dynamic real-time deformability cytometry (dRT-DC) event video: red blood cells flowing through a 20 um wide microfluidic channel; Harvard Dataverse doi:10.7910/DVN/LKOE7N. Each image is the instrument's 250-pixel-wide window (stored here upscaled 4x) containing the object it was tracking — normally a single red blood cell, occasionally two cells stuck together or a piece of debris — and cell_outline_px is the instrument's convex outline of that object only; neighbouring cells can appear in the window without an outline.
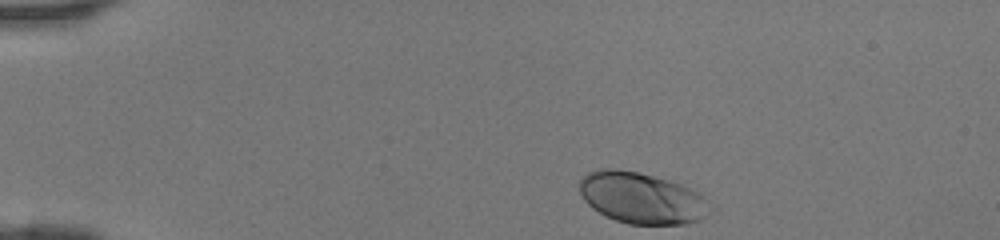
{"species": "human", "species_latin": "Homo sapiens", "temperature_condition": "room temperature", "stored_images_in_passage": 33, "camera_frame_rate_fps": 3000, "um_per_image_px": 0.085, "donor": {"sex": "female"}, "frame": {"image": 1, "passage_image": 1, "time_ms": 0.0, "image_size_px": [1000, 240], "cell_outline_px": [[716, 208], [708, 216], [700, 220], [684, 224], [628, 224], [616, 220], [592, 208], [584, 200], [580, 192], [580, 180], [588, 172], [600, 168], [616, 168], [640, 172], [668, 180], [680, 184], [700, 192]], "centroid_in_image_um": [54.62, 16.83], "position_along_channel_um": 30.4, "area_um2": 39.48}}
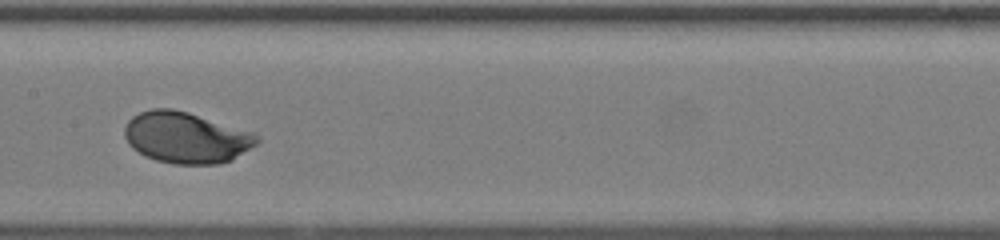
{"frame": {"image": 2, "passage_image": 17, "time_ms": 5.333, "image_size_px": [1000, 240], "cell_outline_px": [[260, 140], [256, 144], [232, 160], [220, 164], [176, 164], [156, 160], [144, 156], [132, 148], [128, 144], [124, 136], [124, 128], [128, 120], [132, 116], [140, 112], [152, 108], [172, 108], [188, 112], [256, 132], [260, 136]], "centroid_in_image_um": [15.83, 11.69], "position_along_channel_um": 191.6, "area_um2": 39.94}}
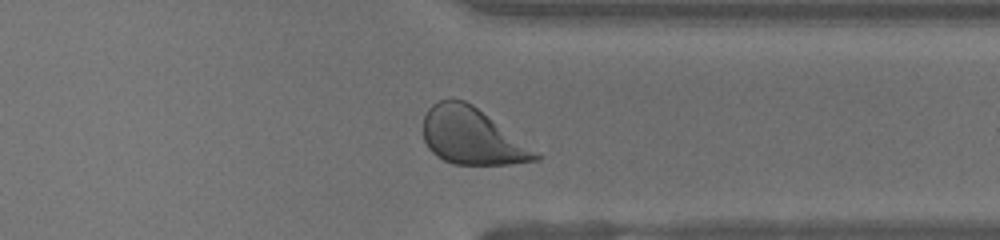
{"frame": {"image": 3, "passage_image": 29, "time_ms": 9.333, "image_size_px": [1000, 240], "cell_outline_px": [[544, 156], [540, 160], [512, 164], [452, 164], [436, 156], [428, 148], [424, 140], [424, 116], [428, 108], [432, 104], [440, 100], [464, 100], [472, 104], [540, 152]], "centroid_in_image_um": [40.16, 11.6], "position_along_channel_um": 371.2, "area_um2": 37.11}}